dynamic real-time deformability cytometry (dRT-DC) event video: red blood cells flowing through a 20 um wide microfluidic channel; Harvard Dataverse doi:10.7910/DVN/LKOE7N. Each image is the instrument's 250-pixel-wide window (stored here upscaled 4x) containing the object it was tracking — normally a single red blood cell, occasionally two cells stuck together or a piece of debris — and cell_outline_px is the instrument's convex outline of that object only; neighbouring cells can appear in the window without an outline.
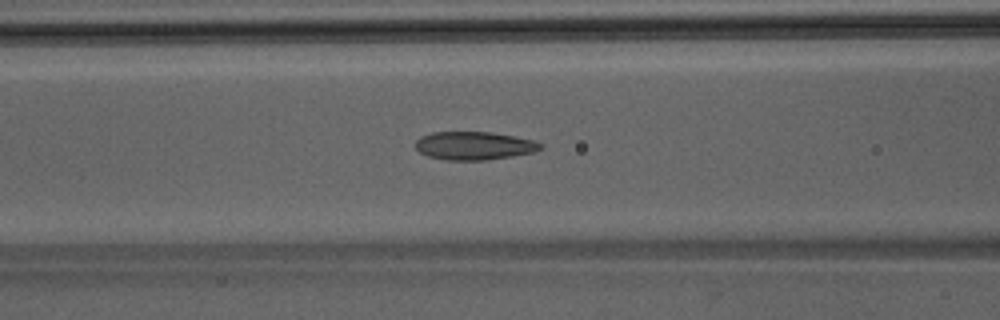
{"species": "Egyptian fruit bat (a non-hibernating species)", "species_latin": "Rousettus aegyptiacus", "temperature_condition": "room temperature", "stored_images_in_passage": 37, "camera_frame_rate_fps": 3000, "um_per_image_px": 0.085, "animal": {"sex": "male"}, "frame": {"image": 1, "passage_image": 13, "time_ms": 4.0, "image_size_px": [1000, 320], "cell_outline_px": [[544, 144], [540, 148], [532, 152], [512, 156], [488, 160], [444, 160], [428, 156], [420, 152], [416, 148], [416, 140], [420, 136], [432, 132], [488, 132], [512, 136], [532, 140]], "centroid_in_image_um": [40.25, 12.39], "position_along_channel_um": 126.3, "area_um2": 20.4}}
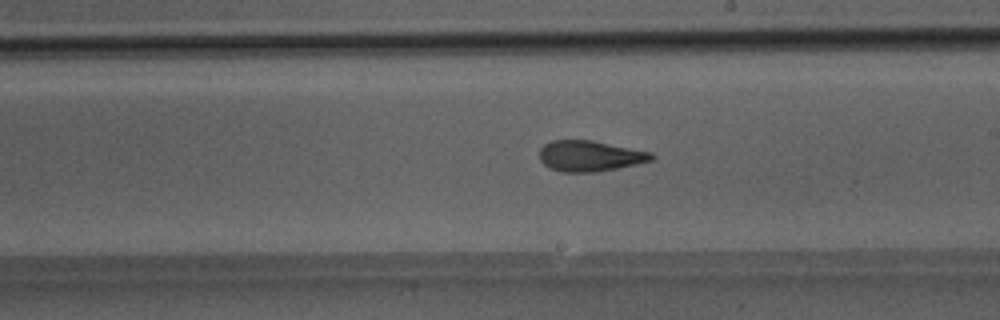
{"frame": {"image": 2, "passage_image": 21, "time_ms": 6.667, "image_size_px": [1000, 320], "cell_outline_px": [[656, 156], [652, 160], [636, 164], [596, 172], [564, 172], [548, 168], [540, 160], [540, 148], [544, 144], [552, 140], [592, 140], [652, 152]], "centroid_in_image_um": [50.13, 13.25], "position_along_channel_um": 238.9, "area_um2": 20.11}}
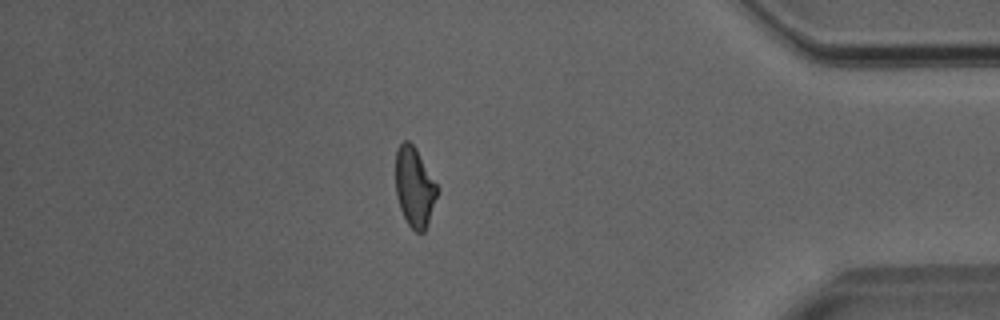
{"frame": {"image": 3, "passage_image": 35, "time_ms": 11.333, "image_size_px": [1000, 320], "cell_outline_px": [[440, 188], [428, 224], [424, 232], [416, 232], [408, 224], [400, 208], [396, 196], [396, 148], [404, 140], [408, 140], [416, 148]], "centroid_in_image_um": [35.25, 15.89], "position_along_channel_um": 399.9, "area_um2": 19.54}}